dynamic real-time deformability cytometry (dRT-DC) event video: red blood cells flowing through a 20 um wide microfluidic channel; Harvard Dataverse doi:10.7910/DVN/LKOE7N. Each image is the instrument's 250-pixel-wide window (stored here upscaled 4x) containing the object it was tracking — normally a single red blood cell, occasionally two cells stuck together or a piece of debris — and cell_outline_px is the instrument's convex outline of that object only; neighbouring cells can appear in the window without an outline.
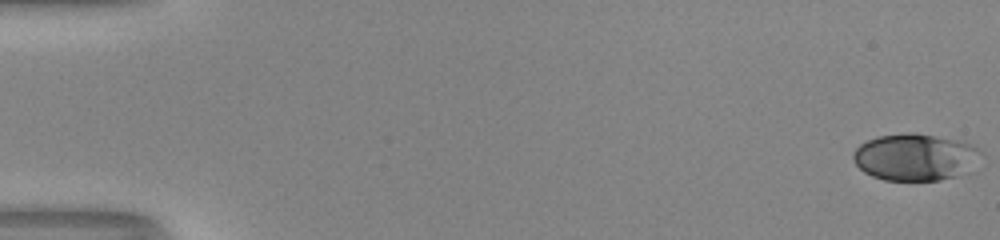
{"species": "human", "species_latin": "Homo sapiens", "temperature_condition": "room temperature", "stored_images_in_passage": 53, "camera_frame_rate_fps": 3000, "um_per_image_px": 0.085, "donor": {"sex": "male"}, "frame": {"image": 1, "passage_image": 1, "time_ms": 0.0, "image_size_px": [1000, 240], "cell_outline_px": [[980, 152], [956, 176], [940, 180], [884, 180], [872, 176], [864, 172], [856, 164], [852, 156], [852, 152], [860, 144], [876, 136], [908, 132], [916, 132], [968, 144], [976, 148]], "centroid_in_image_um": [77.6, 13.34], "position_along_channel_um": 7.4, "area_um2": 33.7}}
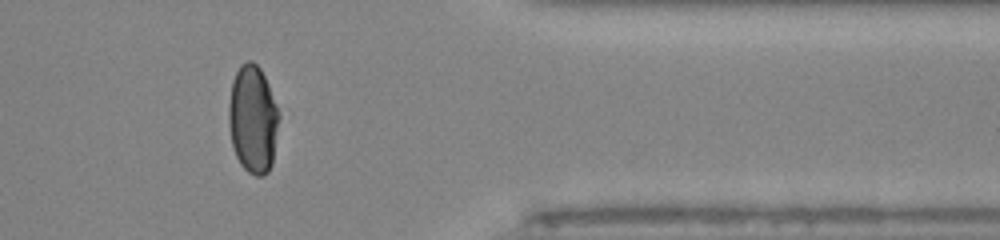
{"frame": {"image": 2, "passage_image": 44, "time_ms": 14.333, "image_size_px": [1000, 240], "cell_outline_px": [[280, 116], [272, 164], [268, 172], [264, 176], [256, 176], [248, 172], [240, 164], [236, 156], [232, 144], [228, 124], [228, 108], [232, 80], [240, 64], [248, 60], [252, 60], [260, 68], [268, 84], [276, 104]], "centroid_in_image_um": [21.49, 10.14], "position_along_channel_um": 389.9, "area_um2": 31.85}}
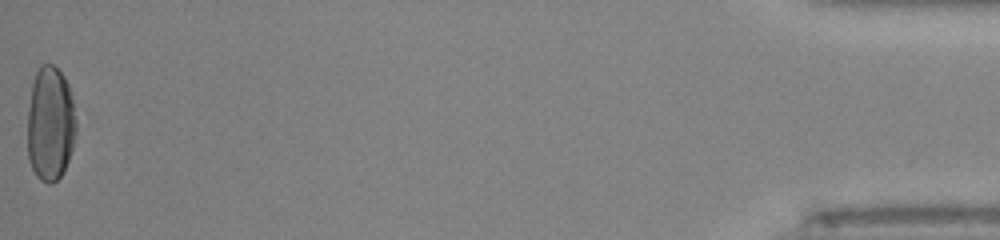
{"frame": {"image": 3, "passage_image": 53, "time_ms": 17.333, "image_size_px": [1000, 240], "cell_outline_px": [[76, 132], [72, 148], [68, 160], [60, 176], [52, 184], [48, 184], [40, 180], [36, 176], [28, 160], [28, 108], [32, 84], [36, 72], [40, 64], [52, 64], [64, 76], [68, 84], [72, 100], [76, 120]], "centroid_in_image_um": [4.26, 10.53], "position_along_channel_um": 430.9, "area_um2": 32.54}, "authors_computed_cell_mechanics": {"area_um2": 33.813, "velocity_mm_per_s": 4.0622, "shape_relaxation_time_tau1_ms": 4.3824, "shape_relaxation_time_tau2_ms": null, "deformation_change_tau1": 0.1812, "deformation_change_tau2": null}}